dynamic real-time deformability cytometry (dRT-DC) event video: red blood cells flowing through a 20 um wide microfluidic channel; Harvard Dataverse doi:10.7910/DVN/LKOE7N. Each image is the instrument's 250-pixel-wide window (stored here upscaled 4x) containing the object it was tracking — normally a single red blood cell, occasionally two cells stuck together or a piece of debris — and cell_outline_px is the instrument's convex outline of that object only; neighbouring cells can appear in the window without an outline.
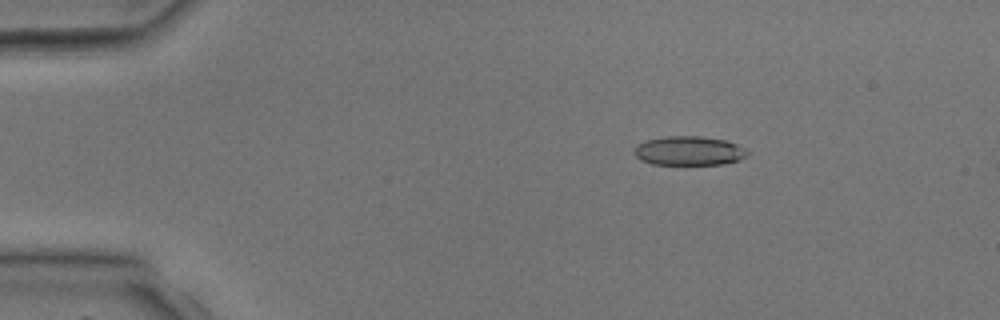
{"species": "common noctule bat (a hibernating species)", "species_latin": "Nyctalus noctula", "temperature_condition": "room temperature", "stored_images_in_passage": 3, "camera_frame_rate_fps": 3000, "um_per_image_px": 0.085, "animal": {"sex": "male", "body_mass_g": 17.9, "forearm_length_mm": 54.2}, "frame": {"image": 1, "passage_image": 1, "time_ms": 0.0, "image_size_px": [1000, 320], "cell_outline_px": [[748, 156], [740, 160], [724, 164], [652, 164], [640, 160], [636, 156], [636, 144], [648, 140], [664, 136], [700, 136], [728, 140], [744, 148], [748, 152]], "centroid_in_image_um": [58.6, 12.81], "position_along_channel_um": 26.4, "area_um2": 19.25}}
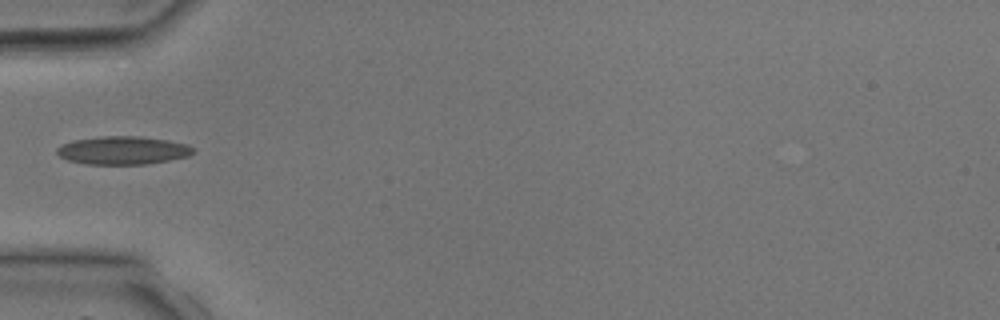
{"frame": {"image": 2, "passage_image": 3, "time_ms": 2.333, "image_size_px": [1000, 320], "cell_outline_px": [[196, 152], [188, 156], [168, 160], [144, 164], [88, 164], [68, 160], [60, 156], [56, 152], [56, 148], [72, 140], [100, 136], [140, 136], [168, 140], [188, 144], [196, 148]], "centroid_in_image_um": [10.48, 12.77], "position_along_channel_um": 74.5, "area_um2": 22.43}}